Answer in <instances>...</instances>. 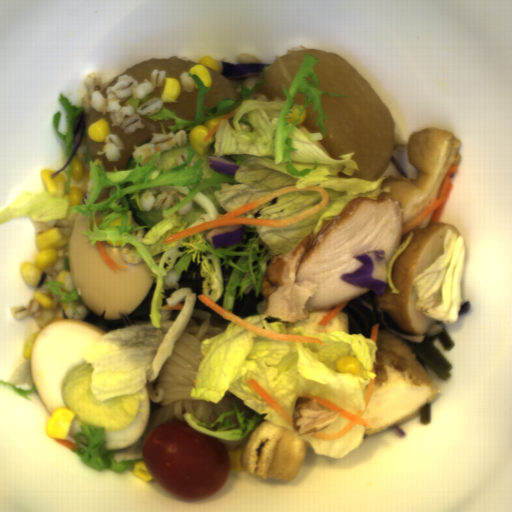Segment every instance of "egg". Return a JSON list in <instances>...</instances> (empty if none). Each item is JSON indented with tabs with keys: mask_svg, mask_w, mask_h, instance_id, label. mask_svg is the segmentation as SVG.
Returning a JSON list of instances; mask_svg holds the SVG:
<instances>
[{
	"mask_svg": "<svg viewBox=\"0 0 512 512\" xmlns=\"http://www.w3.org/2000/svg\"><path fill=\"white\" fill-rule=\"evenodd\" d=\"M105 334L84 319L52 318L32 345L30 373L35 392L51 417L58 408H71L75 413L69 436L75 439L82 432L81 425H92L95 431L104 427V450L115 452L143 437L151 406L147 383L138 392L104 401L94 395V368L84 353Z\"/></svg>",
	"mask_w": 512,
	"mask_h": 512,
	"instance_id": "obj_1",
	"label": "egg"
},
{
	"mask_svg": "<svg viewBox=\"0 0 512 512\" xmlns=\"http://www.w3.org/2000/svg\"><path fill=\"white\" fill-rule=\"evenodd\" d=\"M87 217L77 213L67 235L68 272L77 290L79 300L94 313L106 320H119L121 313L131 314L147 297L154 281L155 273L144 259L136 254L133 243L122 247V242L101 240L103 246L118 265V273L111 270L101 259L96 248L86 238ZM122 247V248H121Z\"/></svg>",
	"mask_w": 512,
	"mask_h": 512,
	"instance_id": "obj_2",
	"label": "egg"
},
{
	"mask_svg": "<svg viewBox=\"0 0 512 512\" xmlns=\"http://www.w3.org/2000/svg\"><path fill=\"white\" fill-rule=\"evenodd\" d=\"M78 442L87 446L86 437L83 434L81 436H79Z\"/></svg>",
	"mask_w": 512,
	"mask_h": 512,
	"instance_id": "obj_3",
	"label": "egg"
}]
</instances>
